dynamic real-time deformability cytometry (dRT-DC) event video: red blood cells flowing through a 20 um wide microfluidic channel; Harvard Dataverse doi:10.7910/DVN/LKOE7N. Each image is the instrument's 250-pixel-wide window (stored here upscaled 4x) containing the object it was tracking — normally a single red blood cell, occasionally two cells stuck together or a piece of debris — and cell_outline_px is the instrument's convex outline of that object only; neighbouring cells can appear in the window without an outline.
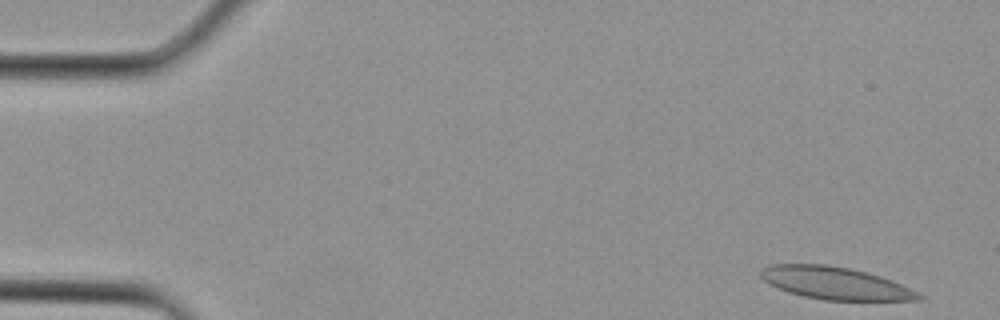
{"species": "Egyptian fruit bat (a non-hibernating species)", "species_latin": "Rousettus aegyptiacus", "temperature_condition": "cold", "stored_images_in_passage": 16, "camera_frame_rate_fps": 3000, "um_per_image_px": 0.085, "animal": {"sex": "female"}, "frame": {"image": 1, "passage_image": 1, "time_ms": 0.0, "image_size_px": [1000, 320], "cell_outline_px": [[924, 296], [920, 300], [824, 300], [804, 296], [788, 292], [768, 284], [760, 276], [760, 268], [768, 264], [824, 264], [848, 268], [880, 276], [892, 280], [920, 292]], "centroid_in_image_um": [70.98, 24.06], "position_along_channel_um": 14.0, "area_um2": 29.88}}
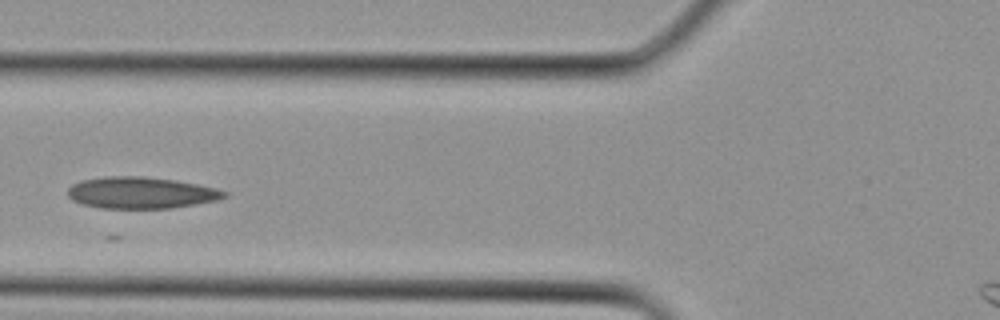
{"frame": {"image": 2, "passage_image": 11, "time_ms": 3.333, "image_size_px": [1000, 320], "cell_outline_px": [[228, 196], [220, 200], [172, 208], [100, 208], [84, 204], [72, 200], [68, 196], [68, 188], [72, 184], [80, 180], [104, 176], [144, 176], [176, 180], [216, 188], [228, 192]], "centroid_in_image_um": [12.0, 16.38], "position_along_channel_um": 113.8, "area_um2": 29.02}}
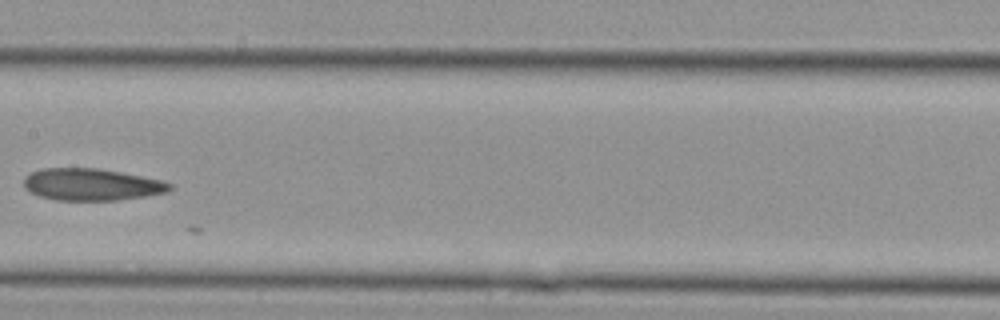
{"frame": {"image": 3, "passage_image": 15, "time_ms": 4.667, "image_size_px": [1000, 320], "cell_outline_px": [[172, 188], [168, 192], [144, 196], [116, 200], [56, 200], [40, 196], [24, 188], [24, 176], [40, 168], [100, 168], [160, 180], [172, 184]], "centroid_in_image_um": [7.75, 15.68], "position_along_channel_um": 199.6, "area_um2": 27.05}}